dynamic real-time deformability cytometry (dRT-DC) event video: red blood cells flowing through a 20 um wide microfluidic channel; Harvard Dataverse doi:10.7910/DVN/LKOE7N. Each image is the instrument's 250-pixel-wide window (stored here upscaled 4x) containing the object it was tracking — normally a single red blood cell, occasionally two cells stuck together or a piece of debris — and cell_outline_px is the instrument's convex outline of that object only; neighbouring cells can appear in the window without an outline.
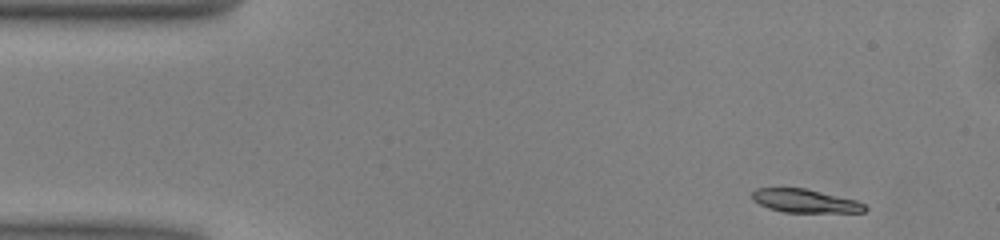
{"species": "common noctule bat (a hibernating species)", "species_latin": "Nyctalus noctula", "temperature_condition": "warm", "stored_images_in_passage": 46, "camera_frame_rate_fps": 3000, "um_per_image_px": 0.085, "animal": {"sex": "male", "body_mass_g": 13.0, "forearm_length_mm": 53.1}, "frame": {"image": 1, "passage_image": 1, "time_ms": 0.0, "image_size_px": [1000, 240], "cell_outline_px": [[868, 208], [864, 212], [784, 212], [768, 208], [752, 200], [752, 192], [756, 188], [804, 188], [856, 200], [864, 204]], "centroid_in_image_um": [68.41, 17.08], "position_along_channel_um": 16.6, "area_um2": 15.26}}
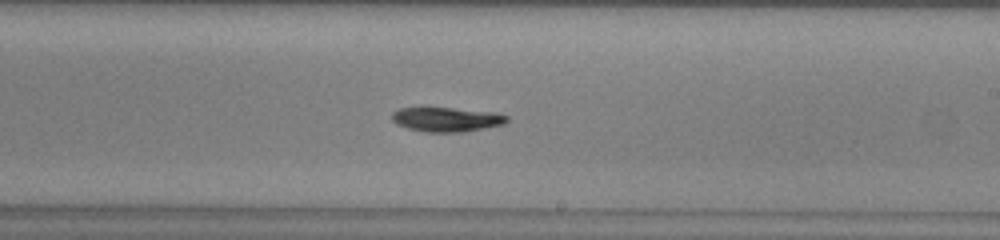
{"frame": {"image": 2, "passage_image": 25, "time_ms": 8.0, "image_size_px": [1000, 240], "cell_outline_px": [[508, 120], [504, 124], [464, 132], [428, 132], [408, 128], [396, 124], [392, 120], [392, 112], [400, 108], [420, 104], [496, 112], [508, 116]], "centroid_in_image_um": [37.9, 10.09], "position_along_channel_um": 251.1, "area_um2": 17.22}}
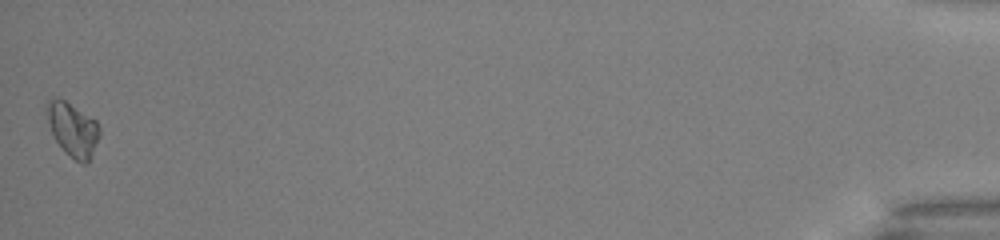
{"frame": {"image": 3, "passage_image": 46, "time_ms": 15.0, "image_size_px": [1000, 240], "cell_outline_px": [[100, 136], [88, 164], [80, 164], [56, 140], [52, 132], [48, 120], [44, 104], [52, 96], [64, 100], [96, 120], [100, 128]], "centroid_in_image_um": [6.19, 10.97], "position_along_channel_um": 429.0, "area_um2": 16.36}, "authors_computed_cell_mechanics": {"area_um2": 16.3574, "velocity_mm_per_s": 4.0462, "shape_relaxation_time_tau1_ms": 3.2413, "shape_relaxation_time_tau2_ms": null, "deformation_change_tau1": 0.0965, "deformation_change_tau2": null}}